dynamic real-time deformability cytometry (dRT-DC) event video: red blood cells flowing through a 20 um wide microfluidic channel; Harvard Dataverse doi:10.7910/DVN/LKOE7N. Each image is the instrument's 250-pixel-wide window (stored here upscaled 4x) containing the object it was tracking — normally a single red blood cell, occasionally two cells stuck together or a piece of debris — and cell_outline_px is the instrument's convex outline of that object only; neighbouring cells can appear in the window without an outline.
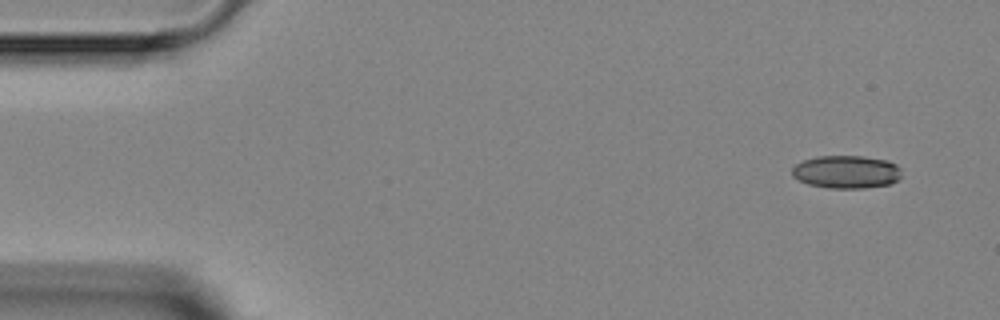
{"species": "Egyptian fruit bat (a non-hibernating species)", "species_latin": "Rousettus aegyptiacus", "temperature_condition": "room temperature", "stored_images_in_passage": 4, "camera_frame_rate_fps": 3000, "um_per_image_px": 0.085, "animal": {"sex": "female"}, "frame": {"image": 1, "passage_image": 1, "time_ms": 0.0, "image_size_px": [1000, 320], "cell_outline_px": [[900, 180], [892, 184], [864, 188], [828, 188], [808, 184], [792, 176], [792, 168], [796, 164], [804, 160], [816, 156], [864, 156], [888, 160], [896, 164], [900, 168]], "centroid_in_image_um": [71.97, 14.61], "position_along_channel_um": 13.0, "area_um2": 21.21}}
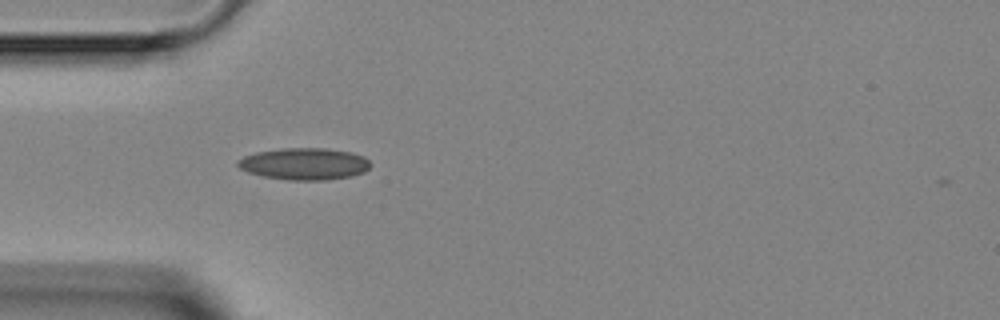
{"frame": {"image": 2, "passage_image": 4, "time_ms": 3.667, "image_size_px": [1000, 320], "cell_outline_px": [[372, 164], [364, 172], [352, 176], [324, 180], [288, 180], [264, 176], [248, 172], [240, 168], [236, 164], [236, 160], [244, 156], [256, 152], [284, 148], [324, 148], [352, 152], [364, 156]], "centroid_in_image_um": [25.88, 13.92], "position_along_channel_um": 59.1, "area_um2": 24.68}}